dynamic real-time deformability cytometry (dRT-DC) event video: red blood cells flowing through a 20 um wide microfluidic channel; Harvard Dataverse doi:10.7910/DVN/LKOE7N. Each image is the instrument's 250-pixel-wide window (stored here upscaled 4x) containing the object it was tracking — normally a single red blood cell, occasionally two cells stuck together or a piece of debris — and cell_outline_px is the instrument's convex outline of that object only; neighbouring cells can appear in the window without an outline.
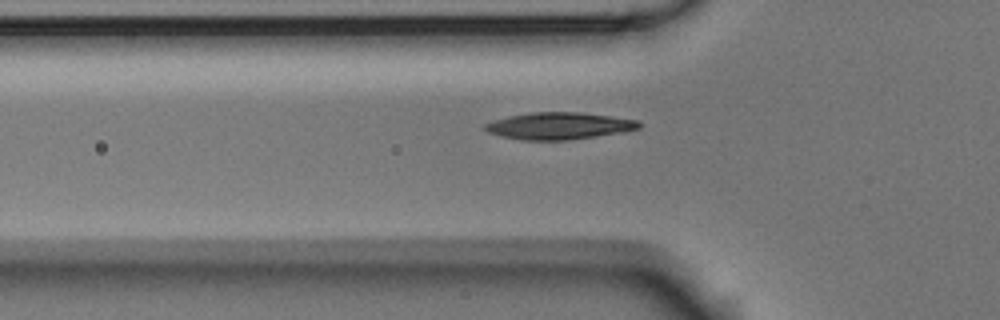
{"species": "Egyptian fruit bat (a non-hibernating species)", "species_latin": "Rousettus aegyptiacus", "temperature_condition": "room temperature", "stored_images_in_passage": 38, "camera_frame_rate_fps": 3000, "um_per_image_px": 0.085, "animal": {"sex": "male"}, "frame": {"image": 1, "passage_image": 8, "time_ms": 2.333, "image_size_px": [1000, 320], "cell_outline_px": [[640, 128], [624, 132], [568, 140], [520, 140], [500, 136], [488, 132], [484, 128], [484, 124], [492, 120], [508, 116], [532, 112], [580, 112], [640, 120]], "centroid_in_image_um": [47.5, 10.7], "position_along_channel_um": 78.3, "area_um2": 24.33}}
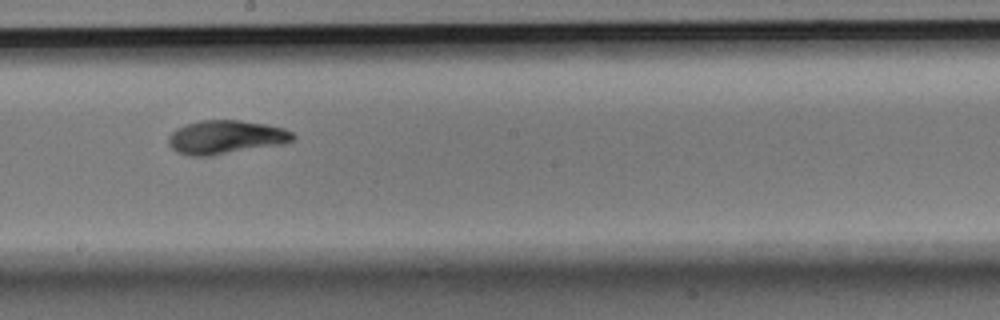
{"frame": {"image": 2, "passage_image": 20, "time_ms": 6.333, "image_size_px": [1000, 320], "cell_outline_px": [[296, 136], [292, 140], [284, 144], [212, 156], [188, 156], [176, 152], [168, 144], [168, 136], [176, 128], [200, 120], [240, 120], [264, 124], [284, 128], [292, 132]], "centroid_in_image_um": [19.18, 11.67], "position_along_channel_um": 229.0, "area_um2": 24.62}}
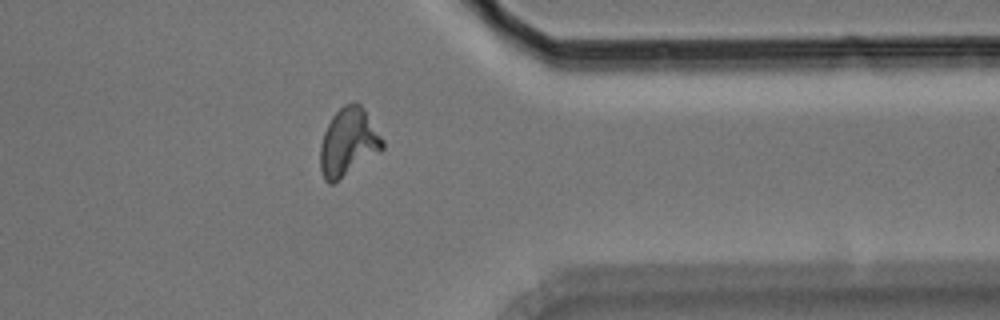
{"frame": {"image": 3, "passage_image": 33, "time_ms": 10.667, "image_size_px": [1000, 320], "cell_outline_px": [[384, 148], [380, 152], [332, 184], [328, 184], [324, 180], [320, 168], [320, 144], [324, 132], [332, 116], [344, 104], [356, 100], [364, 108], [384, 140]], "centroid_in_image_um": [29.61, 12.07], "position_along_channel_um": 381.8, "area_um2": 24.74}}